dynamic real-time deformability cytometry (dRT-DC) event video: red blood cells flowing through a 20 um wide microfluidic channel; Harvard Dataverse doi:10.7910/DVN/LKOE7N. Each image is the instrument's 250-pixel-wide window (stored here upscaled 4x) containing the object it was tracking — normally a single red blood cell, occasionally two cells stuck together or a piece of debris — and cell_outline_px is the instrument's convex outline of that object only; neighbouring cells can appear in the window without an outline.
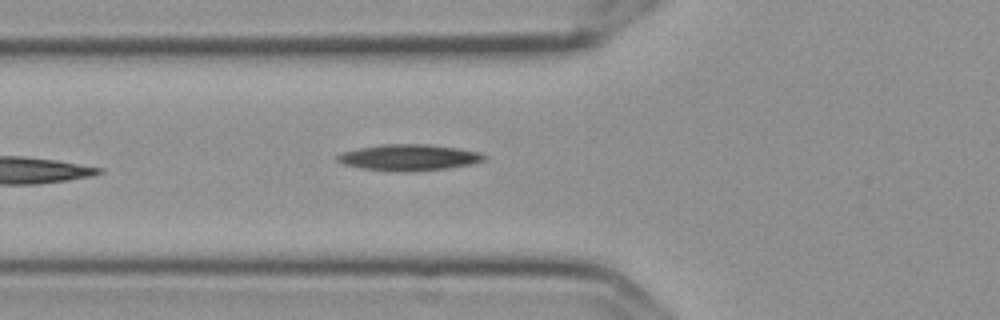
{"species": "Egyptian fruit bat (a non-hibernating species)", "species_latin": "Rousettus aegyptiacus", "temperature_condition": "cold", "stored_images_in_passage": 5, "camera_frame_rate_fps": 3000, "um_per_image_px": 0.085, "frame": {"image": 1, "passage_image": 5, "time_ms": 1.333, "image_size_px": [1000, 320], "cell_outline_px": [[488, 156], [484, 160], [468, 164], [448, 168], [412, 172], [360, 168], [344, 164], [336, 160], [336, 156], [344, 152], [360, 148], [380, 144], [432, 144], [460, 148], [480, 152]], "centroid_in_image_um": [34.79, 13.37], "position_along_channel_um": 91.0, "area_um2": 22.37}}